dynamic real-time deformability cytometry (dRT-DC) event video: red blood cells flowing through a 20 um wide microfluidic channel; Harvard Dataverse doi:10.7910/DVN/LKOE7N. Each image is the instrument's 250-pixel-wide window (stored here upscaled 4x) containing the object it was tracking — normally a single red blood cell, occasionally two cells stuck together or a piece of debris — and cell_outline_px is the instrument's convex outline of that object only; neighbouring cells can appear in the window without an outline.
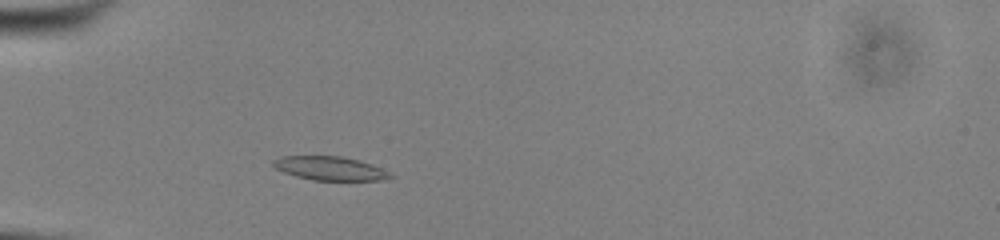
{"species": "common noctule bat (a hibernating species)", "species_latin": "Nyctalus noctula", "temperature_condition": "cold", "stored_images_in_passage": 39, "camera_frame_rate_fps": 3000, "um_per_image_px": 0.085, "animal": {"sex": "male", "body_mass_g": 13.0, "forearm_length_mm": 53.1}, "frame": {"image": 1, "passage_image": 3, "time_ms": 0.667, "image_size_px": [1000, 240], "cell_outline_px": [[392, 176], [380, 180], [312, 180], [296, 176], [284, 172], [276, 168], [272, 164], [272, 160], [280, 156], [340, 156], [356, 160], [380, 168], [388, 172]], "centroid_in_image_um": [27.95, 14.31], "position_along_channel_um": 57.0, "area_um2": 15.84}}
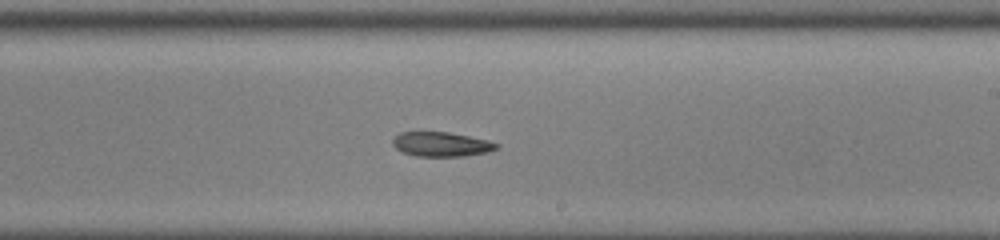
{"frame": {"image": 2, "passage_image": 19, "time_ms": 6.0, "image_size_px": [1000, 240], "cell_outline_px": [[500, 144], [496, 148], [488, 152], [464, 156], [416, 156], [404, 152], [396, 148], [392, 144], [392, 140], [400, 132], [448, 132], [488, 140]], "centroid_in_image_um": [37.51, 12.26], "position_along_channel_um": 251.5, "area_um2": 14.68}}
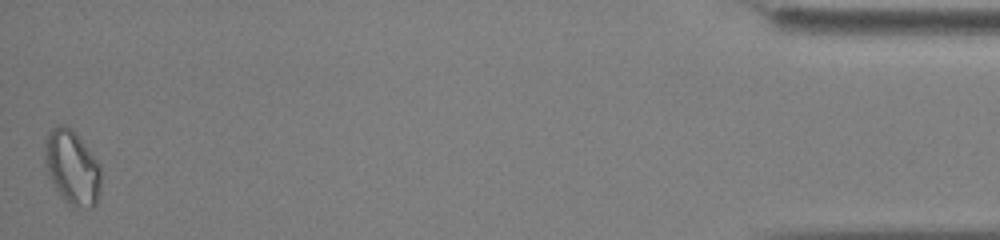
{"frame": {"image": 3, "passage_image": 39, "time_ms": 12.667, "image_size_px": [1000, 240], "cell_outline_px": [[100, 188], [96, 204], [92, 208], [72, 208], [60, 196], [48, 176], [44, 160], [44, 140], [48, 132], [56, 124], [64, 124], [72, 128], [100, 164]], "centroid_in_image_um": [6.1, 14.23], "position_along_channel_um": 429.1, "area_um2": 24.85}}